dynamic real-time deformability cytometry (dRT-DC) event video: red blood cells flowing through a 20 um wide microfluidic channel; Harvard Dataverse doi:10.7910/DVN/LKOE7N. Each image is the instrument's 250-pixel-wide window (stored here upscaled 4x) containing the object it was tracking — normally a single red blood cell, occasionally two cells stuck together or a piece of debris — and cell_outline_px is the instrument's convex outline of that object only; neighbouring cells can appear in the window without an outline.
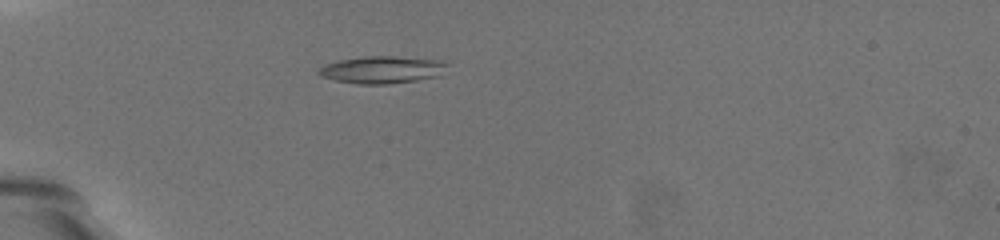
{"species": "common noctule bat (a hibernating species)", "species_latin": "Nyctalus noctula", "temperature_condition": "warm", "stored_images_in_passage": 51, "camera_frame_rate_fps": 3000, "um_per_image_px": 0.085, "animal": {"sex": "female", "body_mass_g": 19.5, "forearm_length_mm": 54.1}, "frame": {"image": 1, "passage_image": 7, "time_ms": 2.0, "image_size_px": [1000, 240], "cell_outline_px": [[448, 64], [440, 76], [416, 80], [388, 84], [360, 84], [336, 80], [320, 76], [316, 72], [324, 64], [340, 60], [360, 56], [392, 56], [444, 60]], "centroid_in_image_um": [32.49, 5.92], "position_along_channel_um": 52.5, "area_um2": 20.52}}
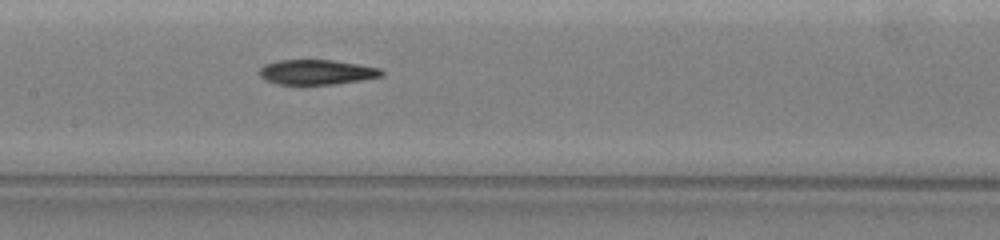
{"frame": {"image": 2, "passage_image": 21, "time_ms": 6.667, "image_size_px": [1000, 240], "cell_outline_px": [[384, 76], [336, 84], [280, 84], [268, 80], [260, 76], [260, 68], [264, 64], [276, 60], [332, 60], [380, 68], [384, 72]], "centroid_in_image_um": [26.93, 6.12], "position_along_channel_um": 180.5, "area_um2": 17.57}}
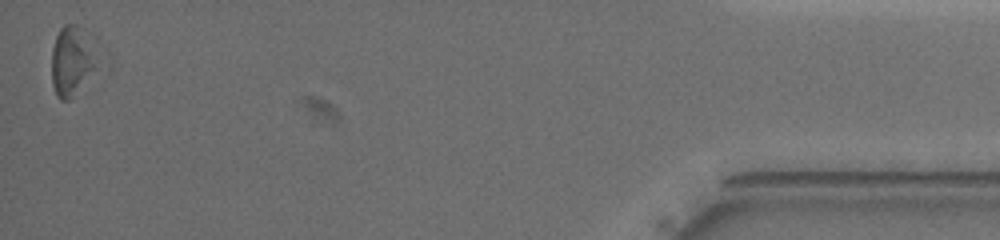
{"frame": {"image": 3, "passage_image": 51, "time_ms": 16.667, "image_size_px": [1000, 240], "cell_outline_px": [[100, 68], [68, 100], [60, 100], [56, 96], [52, 84], [52, 48], [56, 36], [60, 28], [64, 24], [76, 24], [84, 28], [96, 36]], "centroid_in_image_um": [6.23, 5.09], "position_along_channel_um": 429.0, "area_um2": 19.88}, "authors_computed_cell_mechanics": {"area_um2": 18.8428, "velocity_mm_per_s": 3.2598, "shape_relaxation_time_tau1_ms": 5.0317, "shape_relaxation_time_tau2_ms": null, "deformation_change_tau1": 0.1457, "deformation_change_tau2": null}}